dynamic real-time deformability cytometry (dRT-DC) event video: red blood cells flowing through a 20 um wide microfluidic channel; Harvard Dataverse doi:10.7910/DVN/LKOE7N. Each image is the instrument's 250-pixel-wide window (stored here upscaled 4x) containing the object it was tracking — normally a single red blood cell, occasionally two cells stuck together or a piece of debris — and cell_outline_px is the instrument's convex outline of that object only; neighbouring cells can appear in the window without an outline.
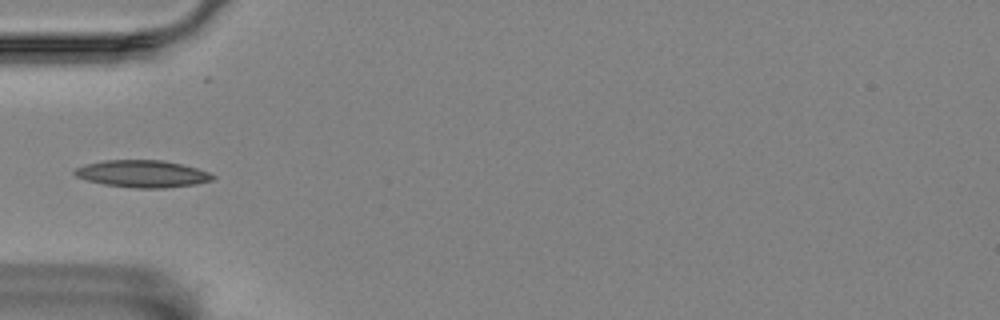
{"species": "Egyptian fruit bat (a non-hibernating species)", "species_latin": "Rousettus aegyptiacus", "temperature_condition": "room temperature", "stored_images_in_passage": 4, "camera_frame_rate_fps": 3000, "um_per_image_px": 0.085, "animal": {"sex": "female"}, "frame": {"image": 1, "passage_image": 4, "time_ms": 3.667, "image_size_px": [1000, 320], "cell_outline_px": [[216, 176], [212, 180], [196, 184], [164, 188], [132, 188], [104, 184], [88, 180], [76, 176], [72, 172], [76, 168], [84, 164], [104, 160], [164, 160], [196, 168], [208, 172]], "centroid_in_image_um": [12.09, 14.77], "position_along_channel_um": 72.9, "area_um2": 21.79}}